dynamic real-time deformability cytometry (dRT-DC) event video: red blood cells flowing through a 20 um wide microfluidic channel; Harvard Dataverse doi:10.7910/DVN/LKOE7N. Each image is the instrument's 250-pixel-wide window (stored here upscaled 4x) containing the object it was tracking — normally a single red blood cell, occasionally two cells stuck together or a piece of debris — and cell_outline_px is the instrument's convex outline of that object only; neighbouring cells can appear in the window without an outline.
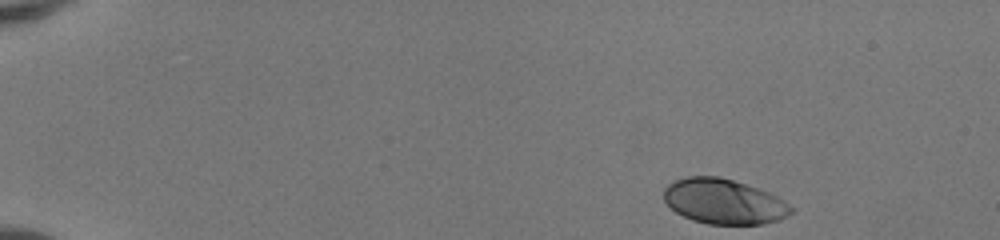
{"species": "human", "species_latin": "Homo sapiens", "temperature_condition": "room temperature", "stored_images_in_passage": 45, "camera_frame_rate_fps": 3000, "um_per_image_px": 0.085, "donor": {"sex": "female"}, "frame": {"image": 1, "passage_image": 1, "time_ms": 0.0, "image_size_px": [1000, 240], "cell_outline_px": [[796, 208], [788, 216], [780, 220], [764, 224], [708, 224], [692, 220], [676, 212], [664, 200], [664, 188], [668, 184], [676, 180], [688, 176], [720, 176], [768, 192], [784, 200]], "centroid_in_image_um": [61.56, 17.14], "position_along_channel_um": 23.4, "area_um2": 33.47}}
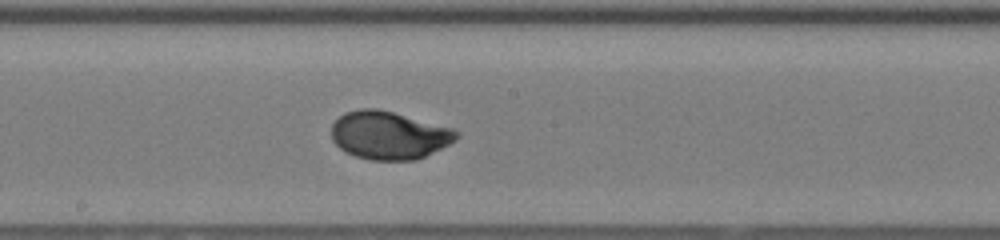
{"frame": {"image": 2, "passage_image": 24, "time_ms": 7.667, "image_size_px": [1000, 240], "cell_outline_px": [[460, 136], [456, 140], [416, 160], [368, 160], [344, 152], [332, 140], [332, 124], [344, 112], [360, 108], [376, 108], [392, 112], [452, 128], [460, 132]], "centroid_in_image_um": [33.04, 11.5], "position_along_channel_um": 215.2, "area_um2": 34.85}}
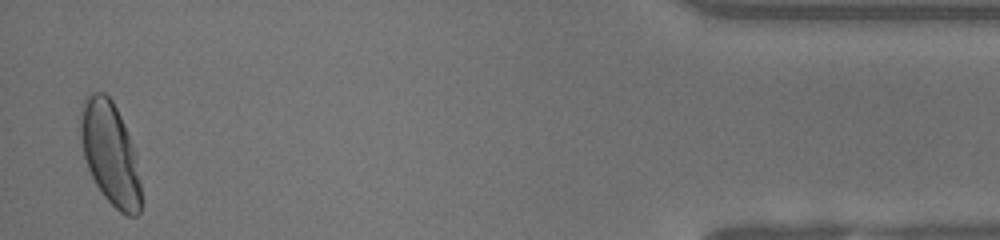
{"frame": {"image": 3, "passage_image": 44, "time_ms": 14.333, "image_size_px": [1000, 240], "cell_outline_px": [[140, 212], [136, 216], [128, 216], [120, 212], [104, 196], [96, 184], [88, 168], [84, 156], [80, 140], [80, 120], [84, 100], [92, 92], [104, 92], [112, 100], [120, 116], [136, 156], [140, 184]], "centroid_in_image_um": [9.35, 13.05], "position_along_channel_um": 425.8, "area_um2": 35.6}, "authors_computed_cell_mechanics": {"area_um2": 34.6222, "velocity_mm_per_s": 4.155, "shape_relaxation_time_tau1_ms": 2.7135, "shape_relaxation_time_tau2_ms": null, "deformation_change_tau1": 0.1626, "deformation_change_tau2": null}}